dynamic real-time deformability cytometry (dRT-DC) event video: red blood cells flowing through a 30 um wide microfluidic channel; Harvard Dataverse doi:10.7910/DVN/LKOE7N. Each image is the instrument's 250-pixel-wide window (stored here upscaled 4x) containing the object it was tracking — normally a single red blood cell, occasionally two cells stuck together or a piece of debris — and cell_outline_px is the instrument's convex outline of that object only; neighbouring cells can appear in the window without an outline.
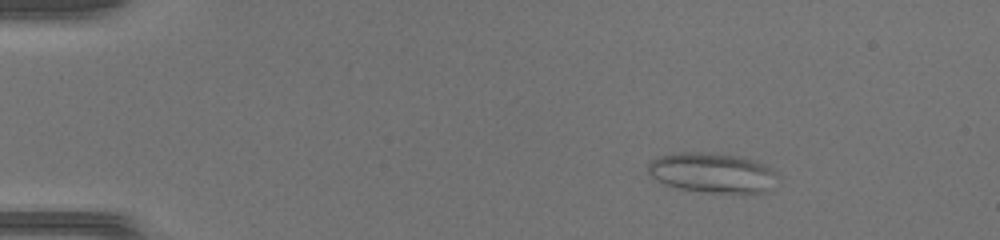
{"species": "common noctule bat (a hibernating species)", "species_latin": "Nyctalus noctula", "temperature_condition": "warm", "stored_images_in_passage": 46, "camera_frame_rate_fps": 3000, "um_per_image_px": 0.085, "animal": {"sex": "female", "body_mass_g": 17.0, "forearm_length_mm": 48.0}, "frame": {"image": 1, "passage_image": 3, "time_ms": 0.667, "image_size_px": [1000, 240], "cell_outline_px": [[776, 176], [768, 192], [708, 192], [680, 188], [664, 184], [652, 176], [648, 172], [648, 164], [652, 160], [660, 156], [680, 152], [704, 152], [740, 156], [756, 160], [772, 168], [776, 172]], "centroid_in_image_um": [60.55, 14.66], "position_along_channel_um": 24.5, "area_um2": 29.82}}
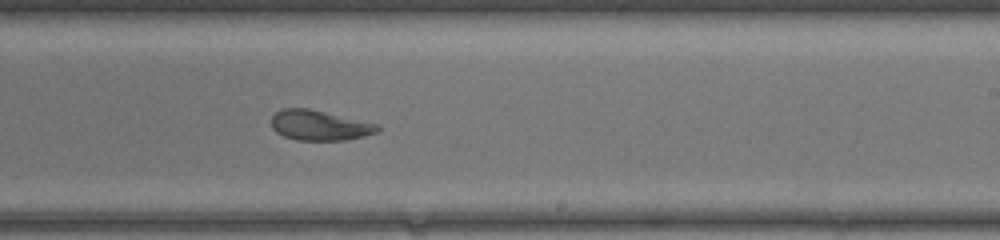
{"frame": {"image": 2, "passage_image": 27, "time_ms": 8.667, "image_size_px": [1000, 240], "cell_outline_px": [[380, 128], [376, 132], [364, 136], [348, 140], [296, 140], [284, 136], [276, 132], [272, 128], [272, 116], [280, 108], [308, 108], [380, 124]], "centroid_in_image_um": [27.16, 10.65], "position_along_channel_um": 261.8, "area_um2": 18.73}}
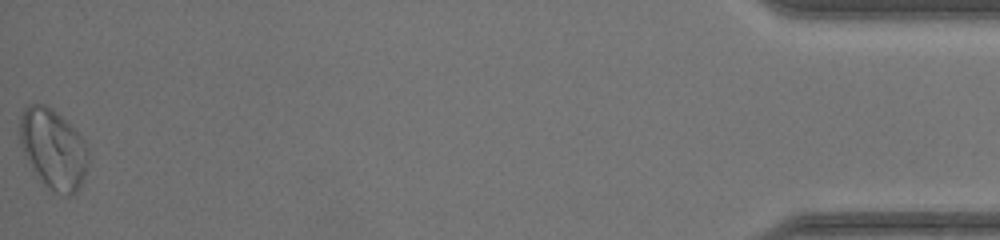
{"frame": {"image": 3, "passage_image": 46, "time_ms": 15.0, "image_size_px": [1000, 240], "cell_outline_px": [[88, 160], [84, 176], [76, 192], [72, 196], [64, 196], [56, 192], [44, 184], [24, 152], [20, 144], [20, 116], [24, 108], [28, 104], [44, 104], [52, 108], [84, 140], [88, 148]], "centroid_in_image_um": [4.53, 12.64], "position_along_channel_um": 430.7, "area_um2": 31.21}, "authors_computed_cell_mechanics": {"area_um2": 23.7847, "velocity_mm_per_s": 4.1451, "shape_relaxation_time_tau1_ms": null, "shape_relaxation_time_tau2_ms": 3.795, "deformation_change_tau1": null, "deformation_change_tau2": 0.1172}}